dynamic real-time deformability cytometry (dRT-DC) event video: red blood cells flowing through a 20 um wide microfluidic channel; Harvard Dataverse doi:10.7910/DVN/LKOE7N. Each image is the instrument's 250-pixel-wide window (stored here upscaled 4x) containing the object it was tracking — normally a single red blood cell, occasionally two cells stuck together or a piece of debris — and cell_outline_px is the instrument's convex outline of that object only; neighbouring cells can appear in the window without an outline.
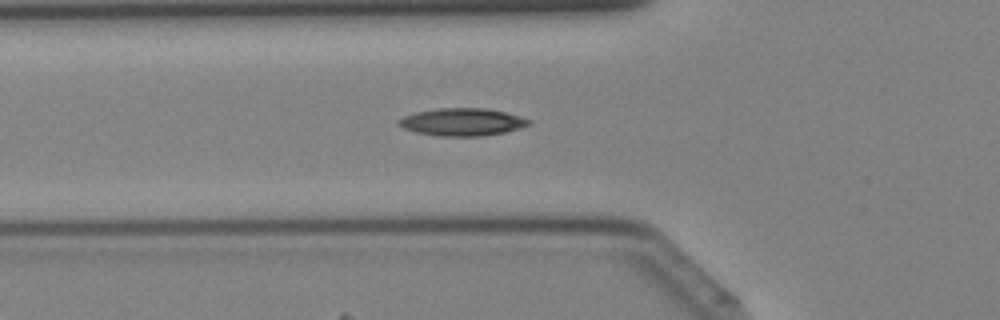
{"species": "Egyptian fruit bat (a non-hibernating species)", "species_latin": "Rousettus aegyptiacus", "temperature_condition": "cold", "stored_images_in_passage": 14, "camera_frame_rate_fps": 3000, "um_per_image_px": 0.085, "animal": {"sex": "female"}, "frame": {"image": 1, "passage_image": 12, "time_ms": 3.667, "image_size_px": [1000, 320], "cell_outline_px": [[532, 124], [520, 128], [504, 132], [484, 136], [440, 136], [416, 132], [400, 128], [396, 124], [396, 120], [404, 116], [416, 112], [440, 108], [484, 108], [504, 112], [520, 116], [532, 120]], "centroid_in_image_um": [39.26, 10.37], "position_along_channel_um": 86.5, "area_um2": 21.04}}
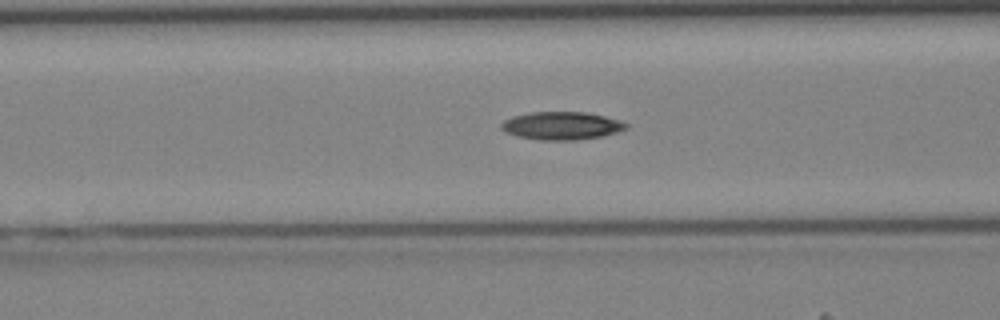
{"frame": {"image": 2, "passage_image": 14, "time_ms": 4.333, "image_size_px": [1000, 320], "cell_outline_px": [[628, 128], [604, 136], [576, 140], [540, 140], [516, 136], [504, 132], [500, 128], [500, 124], [504, 120], [512, 116], [532, 112], [584, 112], [604, 116], [620, 120], [628, 124]], "centroid_in_image_um": [47.71, 10.69], "position_along_channel_um": 118.9, "area_um2": 20.46}}